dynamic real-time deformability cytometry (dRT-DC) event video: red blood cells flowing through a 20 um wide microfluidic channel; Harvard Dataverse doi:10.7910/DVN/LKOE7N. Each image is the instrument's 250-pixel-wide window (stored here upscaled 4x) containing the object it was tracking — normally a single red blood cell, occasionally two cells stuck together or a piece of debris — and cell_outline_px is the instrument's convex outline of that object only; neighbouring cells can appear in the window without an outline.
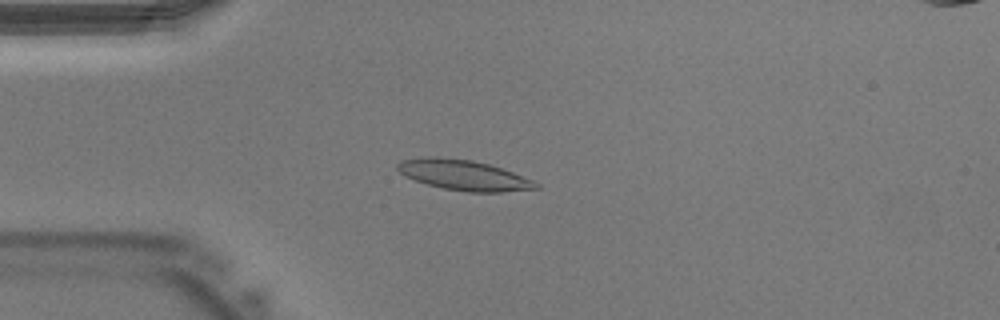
{"species": "Egyptian fruit bat (a non-hibernating species)", "species_latin": "Rousettus aegyptiacus", "temperature_condition": "warm", "stored_images_in_passage": 32, "camera_frame_rate_fps": 3000, "um_per_image_px": 0.085, "animal": {"sex": "male"}, "frame": {"image": 1, "passage_image": 2, "time_ms": 0.333, "image_size_px": [1000, 320], "cell_outline_px": [[540, 188], [504, 192], [468, 192], [444, 188], [428, 184], [404, 176], [396, 168], [396, 164], [400, 160], [428, 156], [432, 156], [472, 160], [488, 164], [512, 172], [532, 180], [540, 184]], "centroid_in_image_um": [39.39, 14.88], "position_along_channel_um": 45.6, "area_um2": 24.33}}
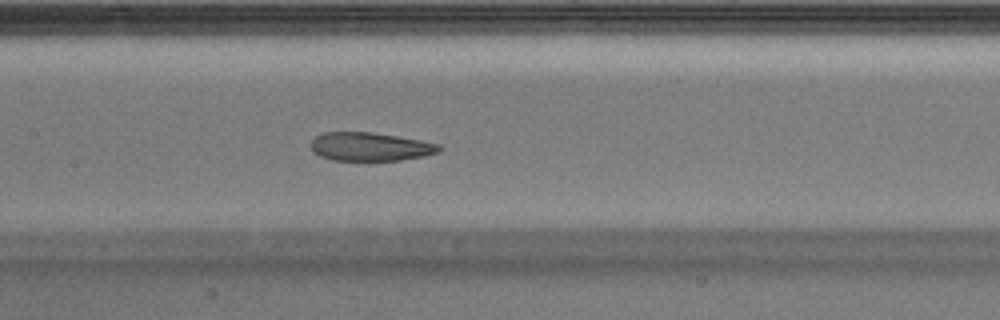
{"frame": {"image": 2, "passage_image": 11, "time_ms": 3.333, "image_size_px": [1000, 320], "cell_outline_px": [[444, 148], [440, 152], [424, 156], [400, 160], [332, 160], [320, 156], [312, 152], [312, 140], [316, 136], [324, 132], [372, 132], [420, 140], [440, 144]], "centroid_in_image_um": [31.5, 12.47], "position_along_channel_um": 175.9, "area_um2": 21.33}}
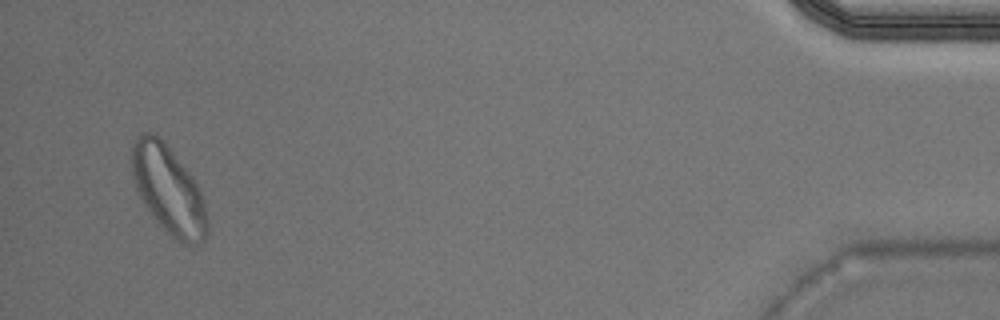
{"frame": {"image": 3, "passage_image": 31, "time_ms": 10.0, "image_size_px": [1000, 320], "cell_outline_px": [[208, 232], [204, 240], [200, 244], [184, 244], [176, 240], [152, 216], [144, 204], [136, 188], [132, 176], [132, 144], [140, 132], [156, 132], [188, 172], [196, 184], [200, 192], [208, 216]], "centroid_in_image_um": [14.31, 16.14], "position_along_channel_um": 420.9, "area_um2": 38.38}}